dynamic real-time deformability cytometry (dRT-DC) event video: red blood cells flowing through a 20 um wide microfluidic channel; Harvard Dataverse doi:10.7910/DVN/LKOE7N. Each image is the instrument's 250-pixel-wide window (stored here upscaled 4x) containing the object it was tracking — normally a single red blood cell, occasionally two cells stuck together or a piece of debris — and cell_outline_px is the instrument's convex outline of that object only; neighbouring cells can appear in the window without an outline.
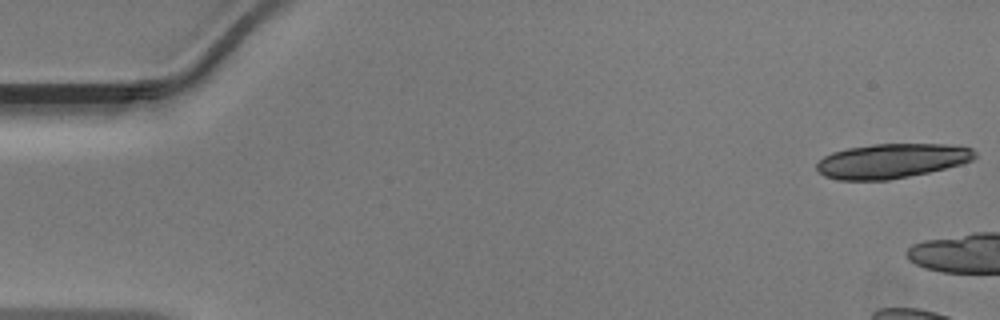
{"species": "Egyptian fruit bat (a non-hibernating species)", "species_latin": "Rousettus aegyptiacus", "temperature_condition": "warm", "stored_images_in_passage": 6, "camera_frame_rate_fps": 3000, "um_per_image_px": 0.085, "animal": {"sex": "male"}, "frame": {"image": 1, "passage_image": 1, "time_ms": 0.0, "image_size_px": [1000, 320], "cell_outline_px": [[976, 156], [972, 160], [960, 164], [928, 172], [888, 180], [836, 180], [824, 176], [816, 168], [816, 164], [824, 156], [832, 152], [848, 148], [872, 144], [944, 144], [972, 148], [976, 152]], "centroid_in_image_um": [75.76, 13.67], "position_along_channel_um": 9.2, "area_um2": 31.73}}